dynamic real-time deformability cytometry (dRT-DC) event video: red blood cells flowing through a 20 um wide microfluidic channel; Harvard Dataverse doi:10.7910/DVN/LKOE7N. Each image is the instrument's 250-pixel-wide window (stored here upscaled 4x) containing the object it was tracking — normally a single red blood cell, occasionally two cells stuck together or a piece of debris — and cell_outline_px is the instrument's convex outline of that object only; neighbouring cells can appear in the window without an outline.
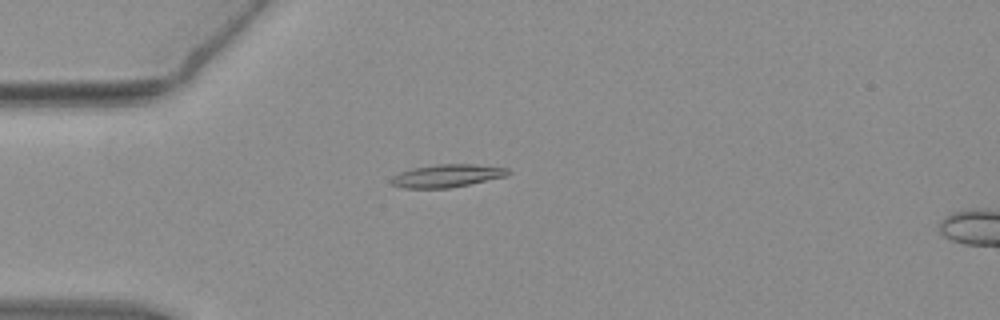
{"species": "common noctule bat (a hibernating species)", "species_latin": "Nyctalus noctula", "temperature_condition": "warm", "stored_images_in_passage": 4, "camera_frame_rate_fps": 3000, "um_per_image_px": 0.085, "animal": {"sex": "female", "body_mass_g": 19.3, "forearm_length_mm": 54.1}, "frame": {"image": 1, "passage_image": 1, "time_ms": 0.0, "image_size_px": [1000, 320], "cell_outline_px": [[512, 172], [504, 176], [468, 184], [448, 188], [404, 188], [392, 184], [392, 176], [400, 172], [412, 168], [436, 164], [472, 164], [508, 168]], "centroid_in_image_um": [37.97, 14.93], "position_along_channel_um": 47.0, "area_um2": 15.32}}